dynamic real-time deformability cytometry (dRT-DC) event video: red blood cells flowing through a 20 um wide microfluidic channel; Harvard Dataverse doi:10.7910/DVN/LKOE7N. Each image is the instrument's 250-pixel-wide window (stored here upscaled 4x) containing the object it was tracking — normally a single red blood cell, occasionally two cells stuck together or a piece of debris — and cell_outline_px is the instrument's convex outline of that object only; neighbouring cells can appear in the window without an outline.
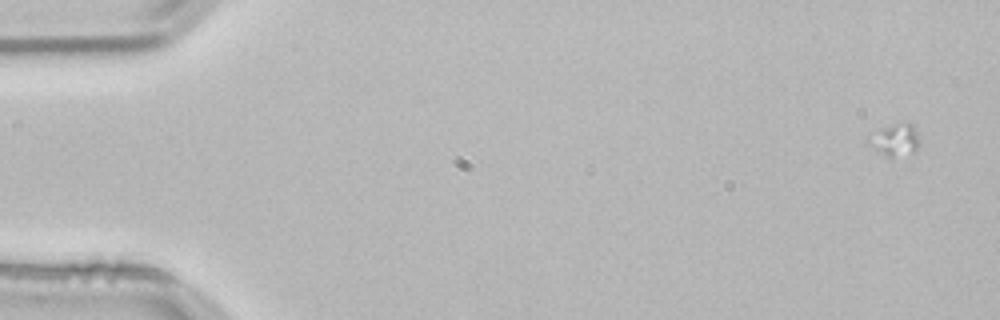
{"species": "common noctule bat (a hibernating species)", "species_latin": "Nyctalus noctula", "temperature_condition": "room temperature", "stored_images_in_passage": 16, "camera_frame_rate_fps": 3000, "um_per_image_px": 0.085, "animal": {"sex": "male", "body_mass_g": 21.5, "forearm_length_mm": 52.0}, "frame": {"image": 1, "passage_image": 3, "time_ms": 0.667, "image_size_px": [1000, 320], "cell_outline_px": [[920, 144], [916, 152], [892, 160], [876, 152], [864, 144], [884, 128], [892, 124], [904, 120], [908, 120], [912, 124], [920, 140]], "centroid_in_image_um": [76.13, 11.95], "position_along_channel_um": 8.9, "area_um2": 10.06}}